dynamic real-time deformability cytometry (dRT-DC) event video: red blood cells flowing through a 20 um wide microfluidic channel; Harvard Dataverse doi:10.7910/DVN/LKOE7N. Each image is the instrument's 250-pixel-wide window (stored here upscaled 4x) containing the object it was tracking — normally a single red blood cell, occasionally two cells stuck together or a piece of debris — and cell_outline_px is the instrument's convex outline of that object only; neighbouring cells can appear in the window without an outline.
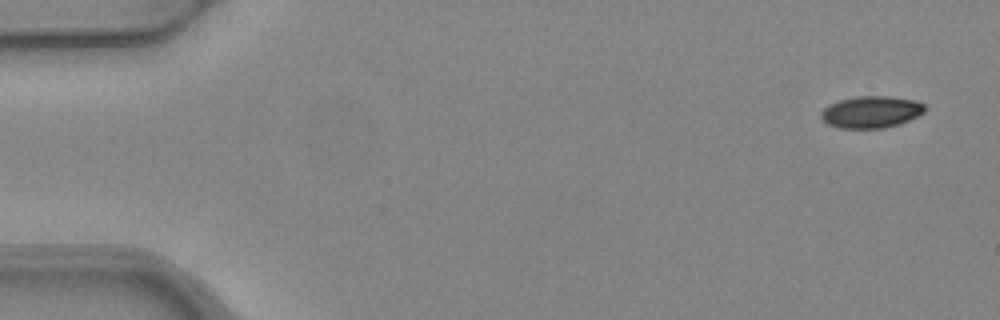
{"species": "common noctule bat (a hibernating species)", "species_latin": "Nyctalus noctula", "temperature_condition": "warm", "stored_images_in_passage": 5, "camera_frame_rate_fps": 3000, "um_per_image_px": 0.085, "animal": {"sex": "female", "body_mass_g": 24.6, "forearm_length_mm": 56.2}, "frame": {"image": 1, "passage_image": 1, "time_ms": 0.0, "image_size_px": [1000, 320], "cell_outline_px": [[924, 112], [900, 124], [884, 128], [840, 128], [828, 124], [820, 116], [820, 112], [828, 104], [840, 100], [856, 96], [888, 96], [916, 100], [924, 104]], "centroid_in_image_um": [74.03, 9.51], "position_along_channel_um": 11.0, "area_um2": 19.25}}
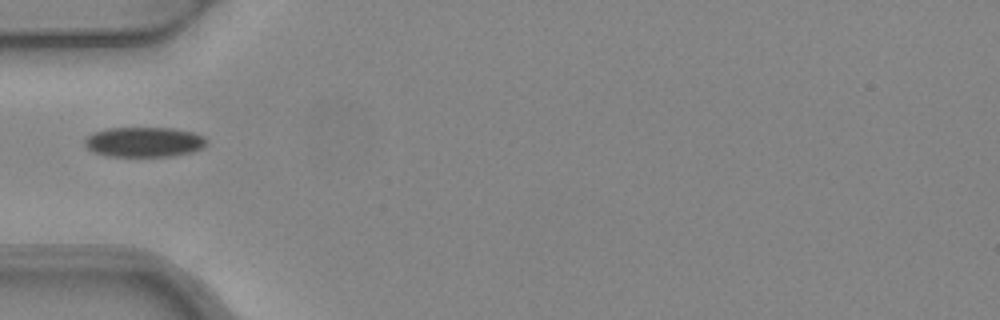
{"frame": {"image": 2, "passage_image": 4, "time_ms": 1.0, "image_size_px": [1000, 320], "cell_outline_px": [[208, 144], [204, 148], [192, 152], [172, 156], [108, 156], [92, 152], [84, 144], [84, 140], [88, 136], [96, 132], [108, 128], [172, 128], [192, 132], [204, 136], [208, 140]], "centroid_in_image_um": [12.29, 12.07], "position_along_channel_um": 72.7, "area_um2": 21.39}}
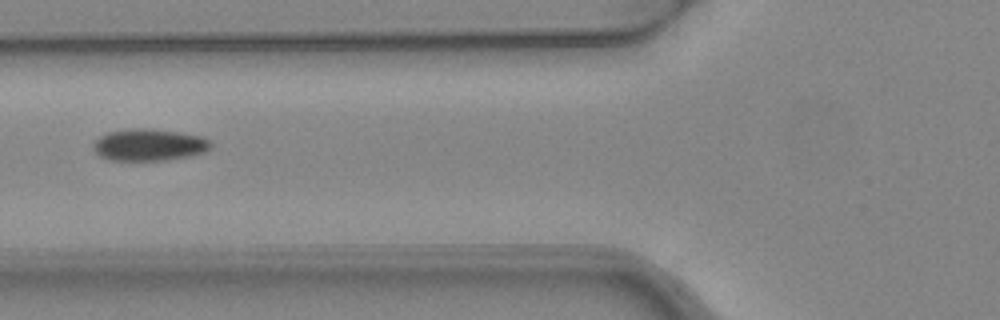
{"frame": {"image": 3, "passage_image": 5, "time_ms": 1.333, "image_size_px": [1000, 320], "cell_outline_px": [[212, 148], [208, 152], [168, 160], [108, 160], [100, 156], [92, 148], [92, 144], [100, 136], [108, 132], [132, 128], [152, 128], [204, 136], [212, 144]], "centroid_in_image_um": [12.7, 12.31], "position_along_channel_um": 113.1, "area_um2": 22.14}}